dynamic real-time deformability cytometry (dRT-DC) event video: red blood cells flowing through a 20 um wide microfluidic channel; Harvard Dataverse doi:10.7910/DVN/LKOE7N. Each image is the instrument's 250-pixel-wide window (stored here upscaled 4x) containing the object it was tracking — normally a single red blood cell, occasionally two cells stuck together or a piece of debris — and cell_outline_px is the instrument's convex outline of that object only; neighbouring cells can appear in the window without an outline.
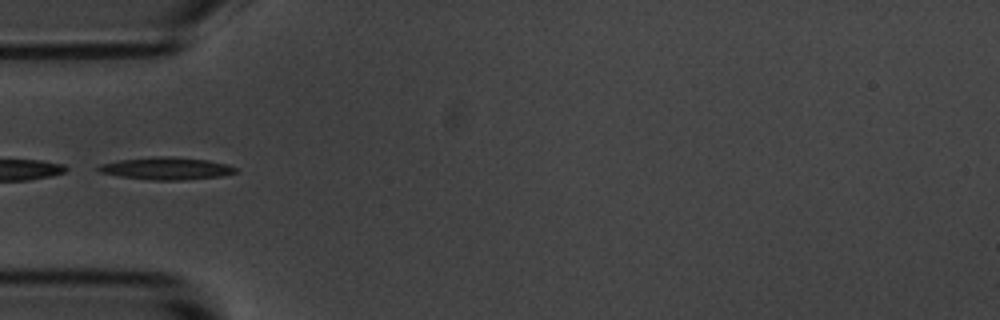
{"species": "common noctule bat (a hibernating species)", "species_latin": "Nyctalus noctula", "temperature_condition": "room temperature", "stored_images_in_passage": 3, "camera_frame_rate_fps": 3000, "um_per_image_px": 0.085, "animal": {"sex": "male", "body_mass_g": 20.1, "forearm_length_mm": 53.5}, "frame": {"image": 1, "passage_image": 1, "time_ms": 0.0, "image_size_px": [1000, 320], "cell_outline_px": [[236, 172], [220, 176], [184, 180], [152, 180], [120, 176], [100, 172], [96, 168], [100, 164], [120, 160], [160, 156], [208, 160], [228, 164], [236, 168]], "centroid_in_image_um": [14.14, 14.32], "position_along_channel_um": 70.9, "area_um2": 17.57}}